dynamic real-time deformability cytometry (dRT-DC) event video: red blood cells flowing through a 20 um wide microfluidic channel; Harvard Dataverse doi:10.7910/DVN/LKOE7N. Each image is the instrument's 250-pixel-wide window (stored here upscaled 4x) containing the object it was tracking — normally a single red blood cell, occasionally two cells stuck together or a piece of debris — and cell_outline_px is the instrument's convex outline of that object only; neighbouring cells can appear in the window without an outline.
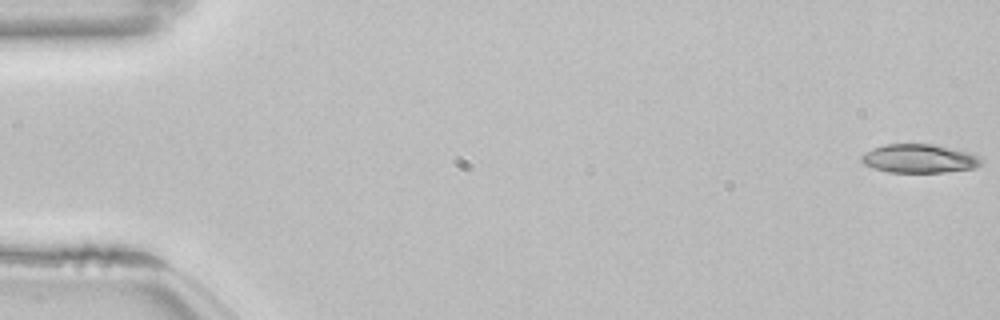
{"species": "common noctule bat (a hibernating species)", "species_latin": "Nyctalus noctula", "temperature_condition": "room temperature", "stored_images_in_passage": 54, "camera_frame_rate_fps": 3000, "um_per_image_px": 0.085, "animal": {"sex": "female", "body_mass_g": 22.7, "forearm_length_mm": 54.2}, "frame": {"image": 1, "passage_image": 1, "time_ms": 0.0, "image_size_px": [1000, 320], "cell_outline_px": [[984, 160], [980, 164], [972, 168], [944, 172], [888, 172], [864, 164], [860, 160], [860, 156], [864, 152], [872, 148], [884, 144], [932, 144], [968, 152], [980, 156]], "centroid_in_image_um": [78.11, 13.47], "position_along_channel_um": 6.9, "area_um2": 19.94}}
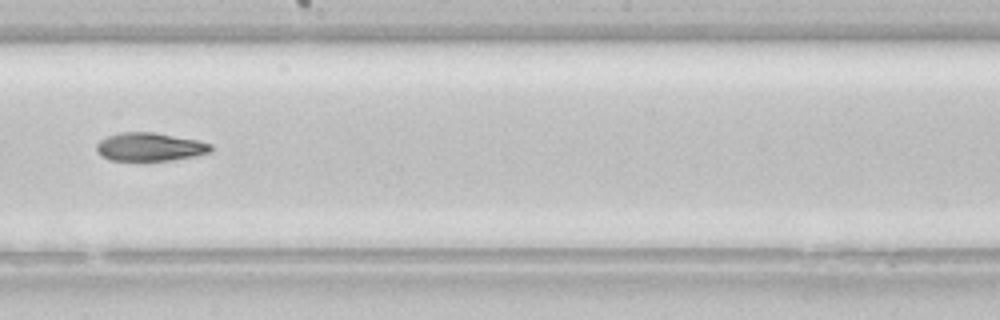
{"frame": {"image": 2, "passage_image": 31, "time_ms": 10.0, "image_size_px": [1000, 320], "cell_outline_px": [[212, 152], [196, 156], [172, 160], [108, 160], [100, 156], [96, 152], [96, 144], [100, 140], [108, 136], [120, 132], [152, 132], [196, 140], [212, 144]], "centroid_in_image_um": [12.71, 12.49], "position_along_channel_um": 235.5, "area_um2": 18.9}}
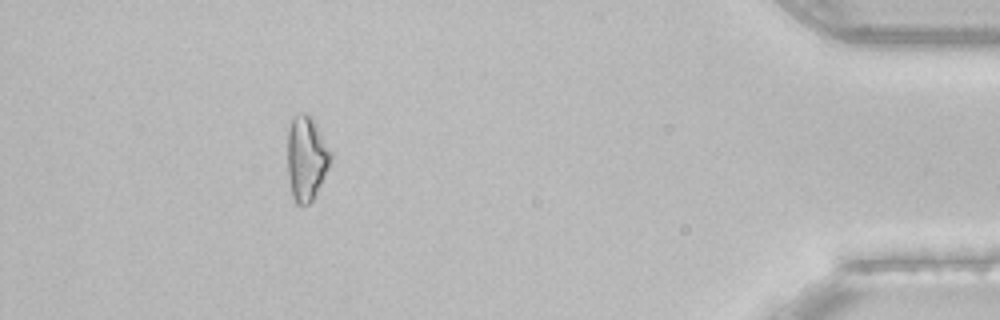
{"frame": {"image": 3, "passage_image": 49, "time_ms": 16.0, "image_size_px": [1000, 320], "cell_outline_px": [[332, 160], [312, 200], [308, 204], [300, 208], [296, 204], [292, 196], [288, 176], [288, 128], [292, 116], [304, 112], [308, 112], [312, 116], [332, 152]], "centroid_in_image_um": [26.04, 13.43], "position_along_channel_um": 409.2, "area_um2": 21.56}, "authors_computed_cell_mechanics": {"area_um2": 20.0566, "velocity_mm_per_s": 3.8579, "shape_relaxation_time_tau1_ms": 4.9986, "shape_relaxation_time_tau2_ms": null, "deformation_change_tau1": 0.1597, "deformation_change_tau2": null}}